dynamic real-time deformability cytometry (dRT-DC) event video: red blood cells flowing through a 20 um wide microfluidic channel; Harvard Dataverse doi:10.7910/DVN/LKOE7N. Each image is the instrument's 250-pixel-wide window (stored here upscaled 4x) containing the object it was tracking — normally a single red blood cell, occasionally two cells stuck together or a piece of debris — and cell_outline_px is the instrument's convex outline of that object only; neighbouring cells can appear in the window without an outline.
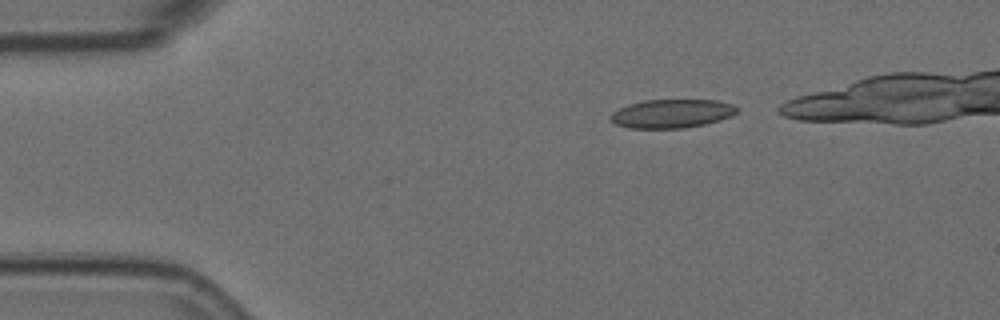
{"species": "Egyptian fruit bat (a non-hibernating species)", "species_latin": "Rousettus aegyptiacus", "temperature_condition": "room temperature", "stored_images_in_passage": 5, "camera_frame_rate_fps": 3000, "um_per_image_px": 0.085, "animal": {"sex": "female"}, "frame": {"image": 1, "passage_image": 1, "time_ms": 0.0, "image_size_px": [1000, 320], "cell_outline_px": [[740, 108], [732, 116], [720, 120], [704, 124], [684, 128], [628, 128], [616, 124], [608, 116], [612, 112], [628, 104], [644, 100], [716, 100], [732, 104]], "centroid_in_image_um": [57.11, 9.65], "position_along_channel_um": 27.9, "area_um2": 21.15}}
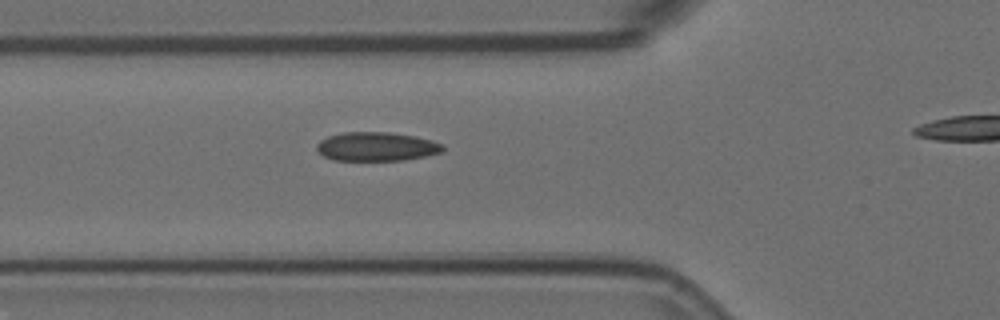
{"frame": {"image": 2, "passage_image": 4, "time_ms": 1.0, "image_size_px": [1000, 320], "cell_outline_px": [[444, 152], [404, 160], [332, 160], [324, 156], [316, 148], [316, 144], [320, 140], [328, 136], [344, 132], [388, 132], [412, 136], [432, 140], [444, 144]], "centroid_in_image_um": [32.01, 12.46], "position_along_channel_um": 93.8, "area_um2": 21.21}}